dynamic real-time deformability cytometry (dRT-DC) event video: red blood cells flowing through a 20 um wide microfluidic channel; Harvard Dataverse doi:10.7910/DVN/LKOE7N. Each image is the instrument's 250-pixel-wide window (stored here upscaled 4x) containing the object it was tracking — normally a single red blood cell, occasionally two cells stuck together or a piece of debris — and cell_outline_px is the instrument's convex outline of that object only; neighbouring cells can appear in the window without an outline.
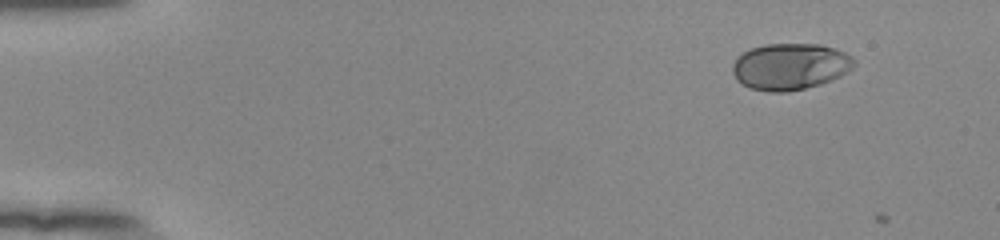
{"species": "human", "species_latin": "Homo sapiens", "temperature_condition": "room temperature", "stored_images_in_passage": 49, "camera_frame_rate_fps": 3000, "um_per_image_px": 0.085, "donor": {"sex": "female"}, "frame": {"image": 1, "passage_image": 1, "time_ms": 0.0, "image_size_px": [1000, 240], "cell_outline_px": [[856, 64], [852, 68], [840, 76], [832, 80], [820, 84], [788, 92], [768, 92], [748, 88], [736, 80], [732, 72], [732, 64], [744, 52], [752, 48], [764, 44], [820, 44], [844, 52], [852, 56], [856, 60]], "centroid_in_image_um": [67.16, 5.66], "position_along_channel_um": 17.8, "area_um2": 33.06}}
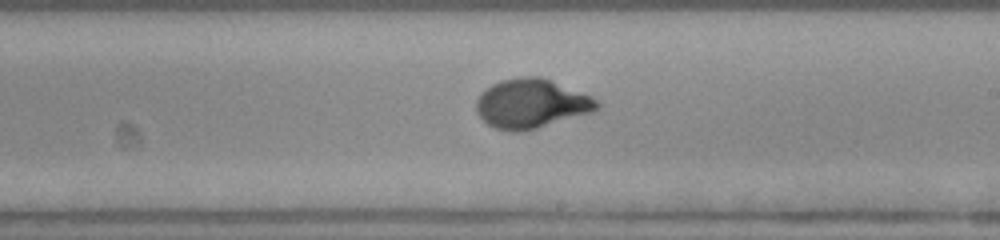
{"frame": {"image": 2, "passage_image": 28, "time_ms": 9.0, "image_size_px": [1000, 240], "cell_outline_px": [[600, 108], [592, 112], [536, 128], [520, 132], [512, 132], [496, 128], [488, 124], [476, 112], [476, 100], [480, 92], [492, 84], [500, 80], [520, 76], [540, 76], [552, 80], [592, 96], [600, 104]], "centroid_in_image_um": [45.15, 8.79], "position_along_channel_um": 243.9, "area_um2": 34.74}}
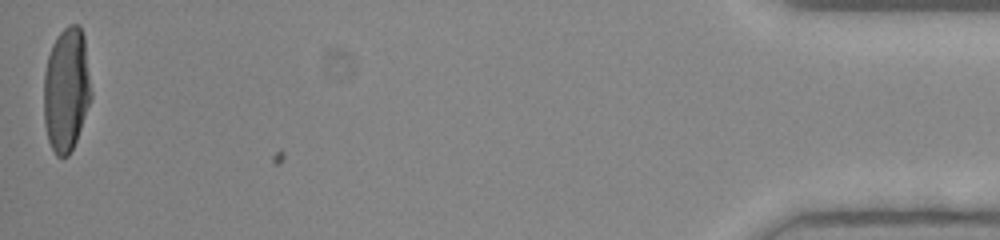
{"frame": {"image": 3, "passage_image": 49, "time_ms": 16.0, "image_size_px": [1000, 240], "cell_outline_px": [[92, 96], [76, 140], [68, 156], [56, 156], [48, 140], [44, 124], [44, 72], [48, 56], [52, 44], [60, 32], [68, 24], [80, 24], [84, 36], [92, 92]], "centroid_in_image_um": [5.64, 7.58], "position_along_channel_um": 429.6, "area_um2": 34.33}, "authors_computed_cell_mechanics": {"area_um2": 33.2928, "velocity_mm_per_s": 3.8938, "shape_relaxation_time_tau1_ms": 3.787, "shape_relaxation_time_tau2_ms": null, "deformation_change_tau1": 0.2116, "deformation_change_tau2": null}}